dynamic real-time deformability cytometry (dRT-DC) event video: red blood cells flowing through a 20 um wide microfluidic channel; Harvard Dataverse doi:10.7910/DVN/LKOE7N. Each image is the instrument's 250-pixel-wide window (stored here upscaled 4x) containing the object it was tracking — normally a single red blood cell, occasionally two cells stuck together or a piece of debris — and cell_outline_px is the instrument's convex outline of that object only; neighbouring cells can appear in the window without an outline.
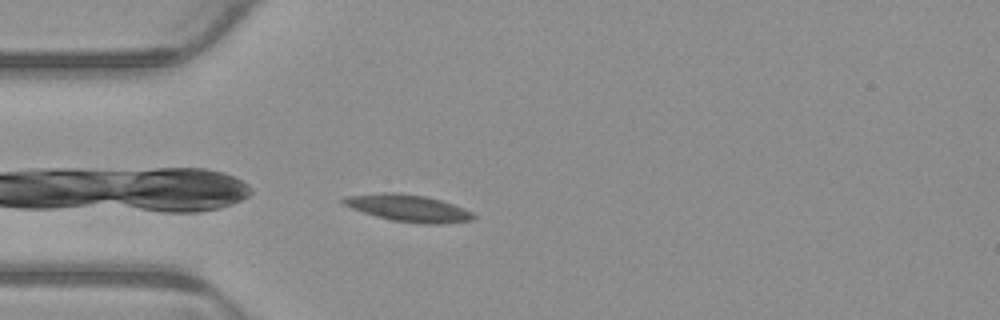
{"species": "common noctule bat (a hibernating species)", "species_latin": "Nyctalus noctula", "temperature_condition": "warm", "stored_images_in_passage": 3, "camera_frame_rate_fps": 3000, "um_per_image_px": 0.085, "animal": {"sex": "male", "body_mass_g": 23.1, "forearm_length_mm": 52.7}, "frame": {"image": 1, "passage_image": 3, "time_ms": 0.667, "image_size_px": [1000, 320], "cell_outline_px": [[476, 216], [472, 220], [444, 224], [424, 224], [392, 220], [376, 216], [352, 208], [344, 204], [340, 200], [344, 196], [380, 192], [400, 192], [424, 196], [440, 200], [464, 208], [472, 212]], "centroid_in_image_um": [34.7, 17.68], "position_along_channel_um": 50.3, "area_um2": 20.46}}